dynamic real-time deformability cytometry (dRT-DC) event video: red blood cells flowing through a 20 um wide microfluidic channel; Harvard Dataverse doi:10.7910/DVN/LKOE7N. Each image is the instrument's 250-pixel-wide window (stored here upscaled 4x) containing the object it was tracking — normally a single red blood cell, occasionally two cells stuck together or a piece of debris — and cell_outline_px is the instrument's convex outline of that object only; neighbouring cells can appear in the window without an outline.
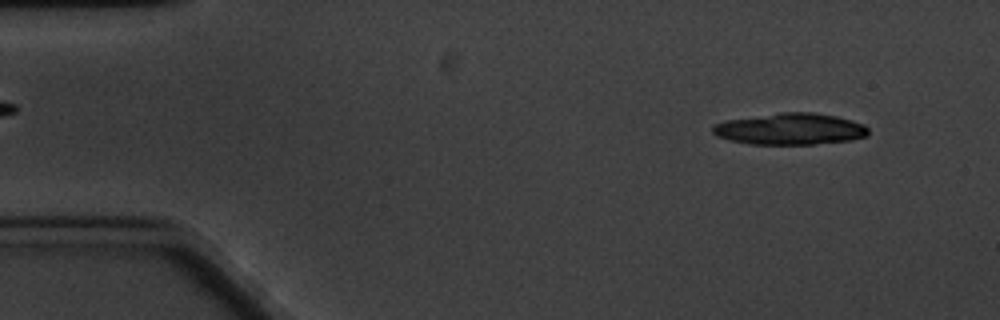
{"species": "common noctule bat (a hibernating species)", "species_latin": "Nyctalus noctula", "temperature_condition": "cold", "stored_images_in_passage": 5, "segment_of_instrument_passage": [1, 2], "camera_frame_rate_fps": 3000, "um_per_image_px": 0.085, "animal": {"sex": "male", "body_mass_g": 20.1, "forearm_length_mm": 53.5}, "frame": {"image": 1, "passage_image": 1, "time_ms": 0.0, "image_size_px": [1000, 320], "cell_outline_px": [[868, 136], [852, 140], [812, 144], [752, 144], [728, 140], [716, 136], [712, 132], [712, 124], [724, 120], [780, 112], [816, 112], [836, 116], [852, 120], [864, 124], [868, 128]], "centroid_in_image_um": [67.15, 10.95], "position_along_channel_um": 17.9, "area_um2": 28.9}}